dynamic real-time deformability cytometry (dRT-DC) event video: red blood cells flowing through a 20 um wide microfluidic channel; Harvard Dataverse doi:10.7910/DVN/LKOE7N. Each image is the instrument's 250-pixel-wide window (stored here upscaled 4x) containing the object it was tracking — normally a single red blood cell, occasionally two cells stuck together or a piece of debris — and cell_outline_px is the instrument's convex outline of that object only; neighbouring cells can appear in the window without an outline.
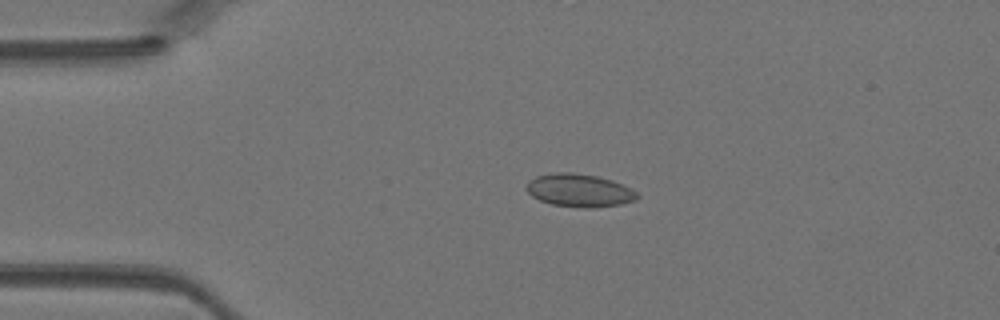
{"species": "Egyptian fruit bat (a non-hibernating species)", "species_latin": "Rousettus aegyptiacus", "temperature_condition": "warm", "stored_images_in_passage": 43, "camera_frame_rate_fps": 3000, "um_per_image_px": 0.085, "animal": {"sex": "female"}, "frame": {"image": 1, "passage_image": 8, "time_ms": 2.333, "image_size_px": [1000, 320], "cell_outline_px": [[640, 196], [636, 200], [620, 204], [592, 208], [584, 208], [552, 204], [540, 200], [532, 196], [524, 188], [528, 180], [536, 176], [552, 172], [572, 172], [596, 176], [612, 180], [632, 188]], "centroid_in_image_um": [49.23, 16.17], "position_along_channel_um": 35.8, "area_um2": 21.44}}
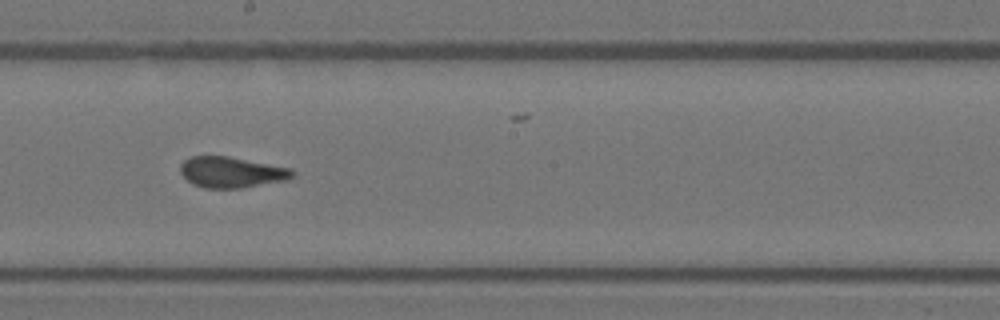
{"frame": {"image": 2, "passage_image": 23, "time_ms": 7.333, "image_size_px": [1000, 320], "cell_outline_px": [[296, 172], [288, 180], [240, 188], [204, 188], [192, 184], [180, 172], [180, 164], [184, 160], [192, 156], [228, 156], [292, 168]], "centroid_in_image_um": [19.69, 14.64], "position_along_channel_um": 228.5, "area_um2": 20.23}}
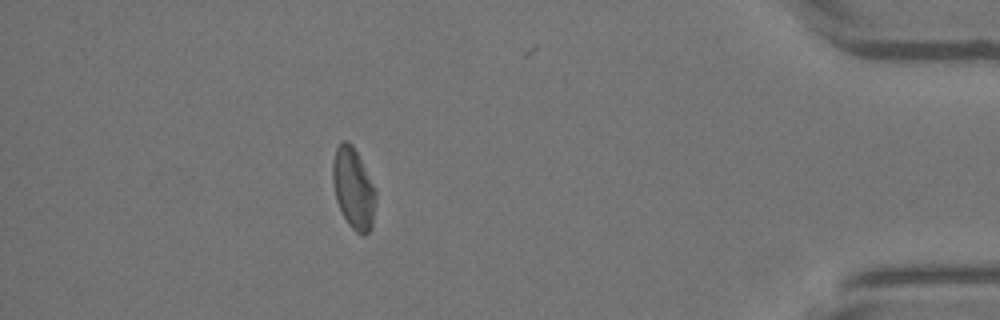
{"frame": {"image": 3, "passage_image": 38, "time_ms": 12.333, "image_size_px": [1000, 320], "cell_outline_px": [[376, 196], [372, 228], [364, 236], [360, 236], [348, 224], [336, 200], [332, 180], [332, 160], [336, 148], [344, 140], [348, 140], [352, 144], [376, 188]], "centroid_in_image_um": [30.04, 16.02], "position_along_channel_um": 405.2, "area_um2": 20.46}}